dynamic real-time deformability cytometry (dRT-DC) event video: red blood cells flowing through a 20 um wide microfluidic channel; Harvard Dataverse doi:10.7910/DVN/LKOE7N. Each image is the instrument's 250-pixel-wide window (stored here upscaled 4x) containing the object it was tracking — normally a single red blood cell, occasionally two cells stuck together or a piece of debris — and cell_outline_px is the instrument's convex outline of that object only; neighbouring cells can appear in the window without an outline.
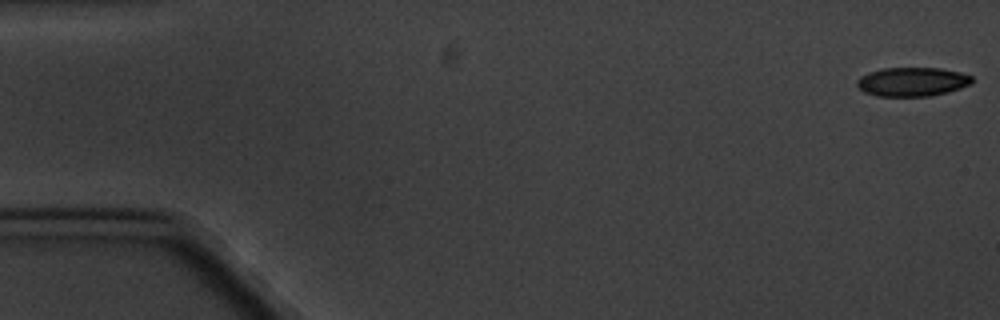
{"species": "common noctule bat (a hibernating species)", "species_latin": "Nyctalus noctula", "temperature_condition": "cold", "stored_images_in_passage": 6, "camera_frame_rate_fps": 3000, "um_per_image_px": 0.085, "animal": {"sex": "male", "body_mass_g": 20.1, "forearm_length_mm": 53.5}, "frame": {"image": 1, "passage_image": 1, "time_ms": 0.0, "image_size_px": [1000, 320], "cell_outline_px": [[972, 84], [960, 88], [928, 96], [876, 96], [864, 92], [856, 84], [856, 80], [860, 76], [868, 72], [884, 68], [940, 68], [960, 72], [972, 76]], "centroid_in_image_um": [77.51, 6.94], "position_along_channel_um": 7.5, "area_um2": 19.36}}